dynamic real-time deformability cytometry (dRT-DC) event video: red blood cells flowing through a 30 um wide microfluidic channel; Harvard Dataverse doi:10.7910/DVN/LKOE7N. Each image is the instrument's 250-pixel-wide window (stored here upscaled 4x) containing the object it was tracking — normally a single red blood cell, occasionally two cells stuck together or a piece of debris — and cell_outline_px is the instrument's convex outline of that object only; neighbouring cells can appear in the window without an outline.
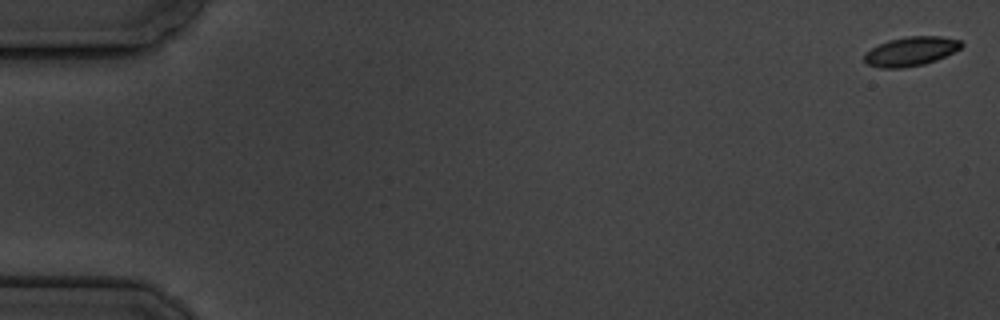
{"species": "common noctule bat (a hibernating species)", "species_latin": "Nyctalus noctula", "temperature_condition": "cold", "stored_images_in_passage": 5, "camera_frame_rate_fps": 3000, "um_per_image_px": 0.085, "animal": {"sex": "male", "body_mass_g": 19.5, "forearm_length_mm": 54.6}, "frame": {"image": 1, "passage_image": 1, "time_ms": 0.0, "image_size_px": [1000, 320], "cell_outline_px": [[964, 44], [960, 48], [936, 60], [924, 64], [900, 68], [880, 68], [868, 64], [864, 60], [864, 52], [888, 40], [908, 36], [940, 36], [960, 40]], "centroid_in_image_um": [77.4, 4.36], "position_along_channel_um": 7.6, "area_um2": 16.36}}
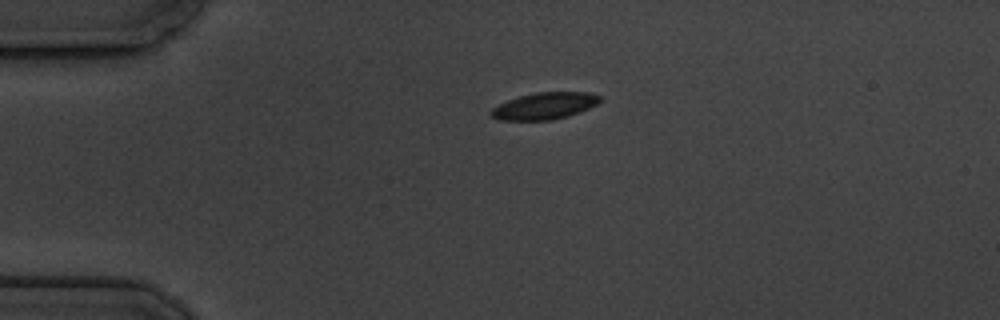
{"frame": {"image": 2, "passage_image": 4, "time_ms": 4.333, "image_size_px": [1000, 320], "cell_outline_px": [[600, 100], [596, 104], [580, 112], [568, 116], [552, 120], [496, 120], [488, 112], [492, 108], [508, 100], [520, 96], [536, 92], [588, 92], [600, 96]], "centroid_in_image_um": [46.26, 9.01], "position_along_channel_um": 38.7, "area_um2": 16.94}}